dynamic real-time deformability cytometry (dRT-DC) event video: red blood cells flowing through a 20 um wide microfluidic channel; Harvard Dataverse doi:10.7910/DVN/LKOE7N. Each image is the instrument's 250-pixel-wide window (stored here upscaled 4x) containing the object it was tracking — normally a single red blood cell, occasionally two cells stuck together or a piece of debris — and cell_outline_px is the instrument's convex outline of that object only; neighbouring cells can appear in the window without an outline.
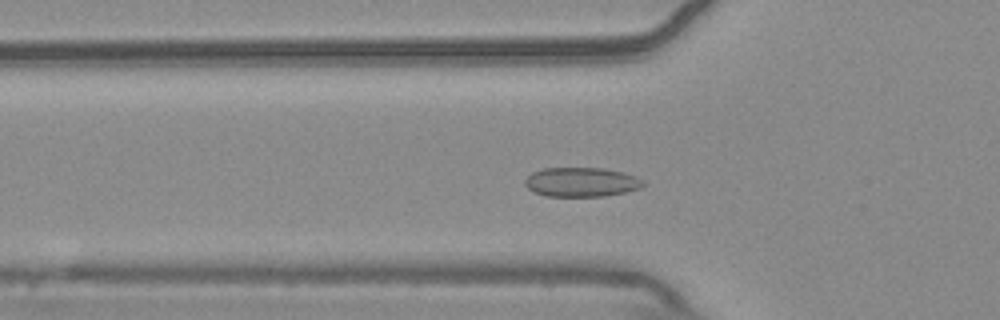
{"species": "common noctule bat (a hibernating species)", "species_latin": "Nyctalus noctula", "temperature_condition": "warm", "stored_images_in_passage": 53, "camera_frame_rate_fps": 3000, "um_per_image_px": 0.085, "animal": {"sex": "male", "body_mass_g": 20.4}, "frame": {"image": 1, "passage_image": 17, "time_ms": 5.333, "image_size_px": [1000, 320], "cell_outline_px": [[644, 184], [640, 188], [624, 192], [604, 196], [544, 196], [532, 192], [524, 184], [524, 180], [532, 172], [544, 168], [604, 168], [624, 172], [636, 176], [644, 180]], "centroid_in_image_um": [49.4, 15.47], "position_along_channel_um": 76.4, "area_um2": 20.35}}
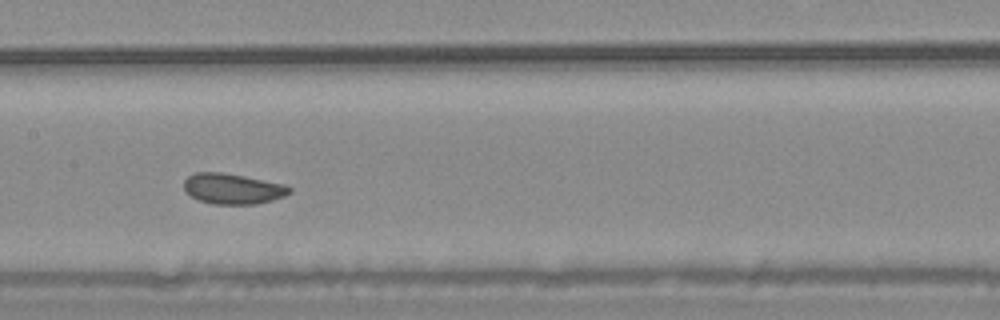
{"frame": {"image": 2, "passage_image": 26, "time_ms": 8.333, "image_size_px": [1000, 320], "cell_outline_px": [[292, 192], [284, 196], [272, 200], [256, 204], [212, 204], [200, 200], [192, 196], [184, 188], [184, 180], [188, 176], [196, 172], [220, 172], [244, 176], [284, 184], [292, 188]], "centroid_in_image_um": [19.8, 16.04], "position_along_channel_um": 187.6, "area_um2": 18.67}}
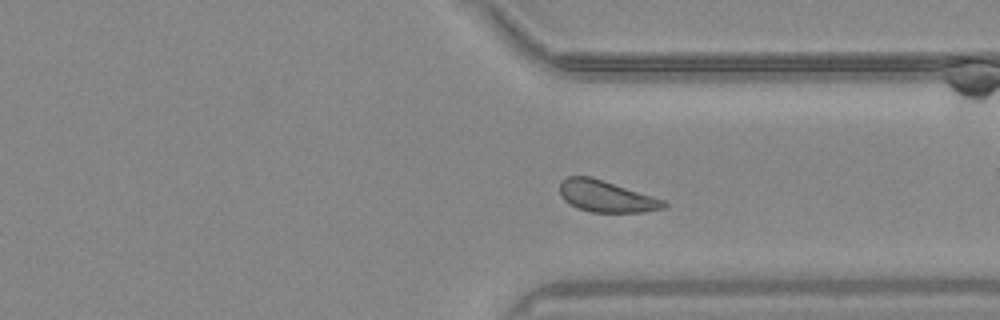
{"frame": {"image": 3, "passage_image": 40, "time_ms": 13.0, "image_size_px": [1000, 320], "cell_outline_px": [[668, 204], [664, 208], [644, 212], [592, 212], [568, 204], [560, 196], [560, 184], [568, 176], [592, 176], [664, 200]], "centroid_in_image_um": [51.52, 16.68], "position_along_channel_um": 359.9, "area_um2": 19.02}, "authors_computed_cell_mechanics": {"area_um2": 19.7676, "velocity_mm_per_s": 3.6824, "shape_relaxation_time_tau1_ms": 3.1498, "shape_relaxation_time_tau2_ms": null, "deformation_change_tau1": 0.0541, "deformation_change_tau2": null}}